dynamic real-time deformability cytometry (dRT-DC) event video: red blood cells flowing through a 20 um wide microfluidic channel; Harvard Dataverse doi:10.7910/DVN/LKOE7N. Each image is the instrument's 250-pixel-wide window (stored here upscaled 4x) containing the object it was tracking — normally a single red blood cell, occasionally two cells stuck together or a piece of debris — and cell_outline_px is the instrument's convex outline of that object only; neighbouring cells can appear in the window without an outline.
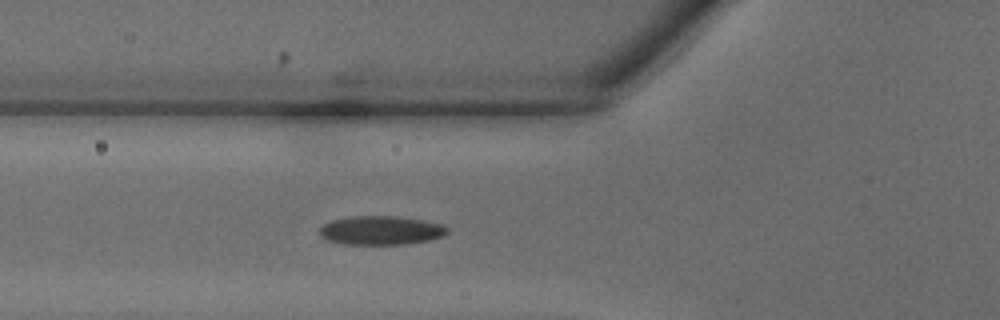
{"species": "common noctule bat (a hibernating species)", "species_latin": "Nyctalus noctula", "temperature_condition": "warm", "stored_images_in_passage": 26, "camera_frame_rate_fps": 3000, "um_per_image_px": 0.085, "animal": {"sex": "male", "body_mass_g": 18.8}, "frame": {"image": 1, "passage_image": 2, "time_ms": 0.333, "image_size_px": [1000, 320], "cell_outline_px": [[448, 232], [444, 236], [428, 240], [404, 244], [344, 244], [328, 240], [320, 236], [320, 228], [324, 224], [332, 220], [348, 216], [396, 216], [444, 224], [448, 228]], "centroid_in_image_um": [32.38, 19.58], "position_along_channel_um": 93.4, "area_um2": 21.44}}
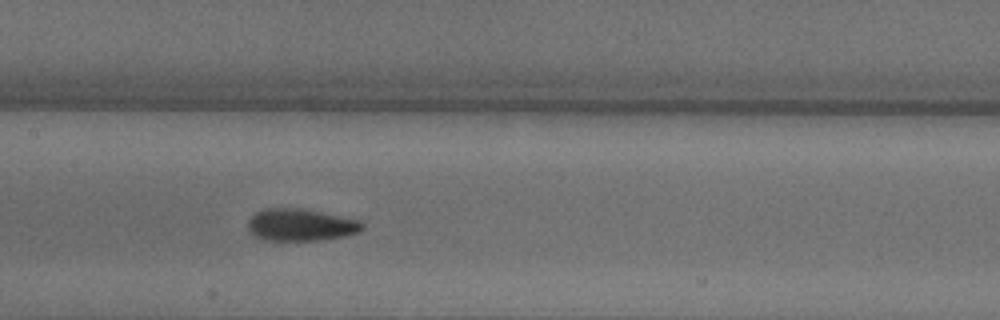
{"frame": {"image": 2, "passage_image": 7, "time_ms": 2.0, "image_size_px": [1000, 320], "cell_outline_px": [[364, 228], [360, 232], [344, 236], [320, 240], [260, 240], [248, 232], [248, 220], [256, 212], [264, 208], [300, 208], [364, 220]], "centroid_in_image_um": [25.58, 19.11], "position_along_channel_um": 181.8, "area_um2": 21.79}}
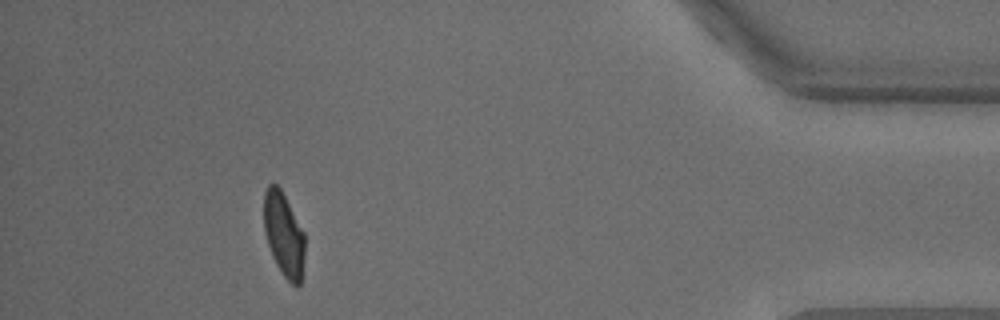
{"frame": {"image": 3, "passage_image": 23, "time_ms": 7.333, "image_size_px": [1000, 320], "cell_outline_px": [[304, 256], [300, 284], [296, 288], [284, 276], [276, 264], [272, 256], [268, 244], [264, 228], [264, 192], [268, 184], [276, 184], [280, 188], [304, 232]], "centroid_in_image_um": [24.11, 19.94], "position_along_channel_um": 411.1, "area_um2": 19.83}}